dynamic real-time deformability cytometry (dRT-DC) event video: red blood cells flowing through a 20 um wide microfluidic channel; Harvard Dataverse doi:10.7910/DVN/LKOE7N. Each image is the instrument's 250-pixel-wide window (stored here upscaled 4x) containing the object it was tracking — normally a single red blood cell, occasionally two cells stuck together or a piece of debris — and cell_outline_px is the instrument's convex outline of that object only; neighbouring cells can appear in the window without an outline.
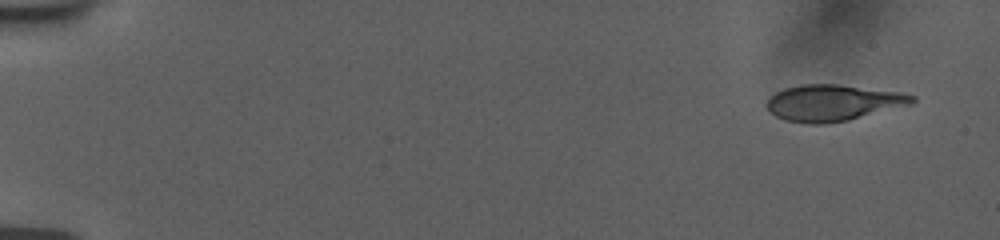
{"species": "human", "species_latin": "Homo sapiens", "temperature_condition": "room temperature", "stored_images_in_passage": 53, "camera_frame_rate_fps": 3000, "um_per_image_px": 0.085, "donor": {"sex": "female"}, "frame": {"image": 1, "passage_image": 1, "time_ms": 0.0, "image_size_px": [1000, 240], "cell_outline_px": [[916, 100], [912, 104], [848, 120], [824, 124], [808, 124], [788, 120], [776, 116], [768, 108], [768, 100], [776, 92], [784, 88], [800, 84], [840, 84], [900, 92], [916, 96]], "centroid_in_image_um": [70.84, 8.72], "position_along_channel_um": 14.2, "area_um2": 30.58}}
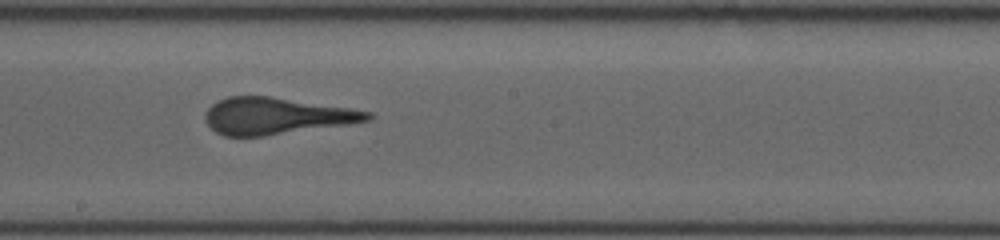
{"frame": {"image": 2, "passage_image": 30, "time_ms": 9.667, "image_size_px": [1000, 240], "cell_outline_px": [[372, 120], [348, 124], [264, 136], [224, 136], [216, 132], [208, 124], [204, 116], [208, 108], [212, 104], [228, 96], [272, 96], [348, 108], [372, 112]], "centroid_in_image_um": [23.47, 9.85], "position_along_channel_um": 224.7, "area_um2": 34.51}}
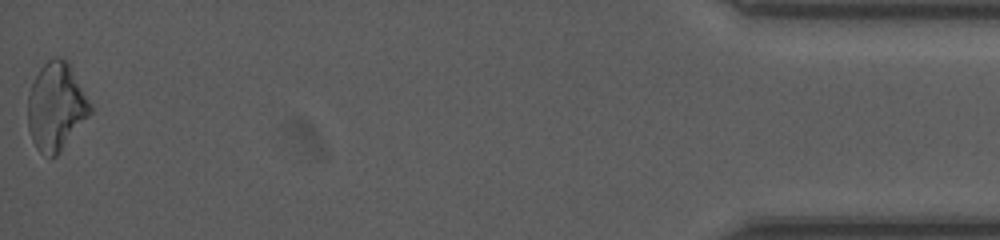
{"frame": {"image": 3, "passage_image": 53, "time_ms": 17.333, "image_size_px": [1000, 240], "cell_outline_px": [[92, 112], [60, 152], [52, 160], [40, 152], [36, 148], [32, 140], [28, 128], [28, 96], [32, 84], [40, 68], [48, 60], [56, 56], [60, 56], [68, 60], [92, 104]], "centroid_in_image_um": [4.78, 9.06], "position_along_channel_um": 430.4, "area_um2": 32.19}}